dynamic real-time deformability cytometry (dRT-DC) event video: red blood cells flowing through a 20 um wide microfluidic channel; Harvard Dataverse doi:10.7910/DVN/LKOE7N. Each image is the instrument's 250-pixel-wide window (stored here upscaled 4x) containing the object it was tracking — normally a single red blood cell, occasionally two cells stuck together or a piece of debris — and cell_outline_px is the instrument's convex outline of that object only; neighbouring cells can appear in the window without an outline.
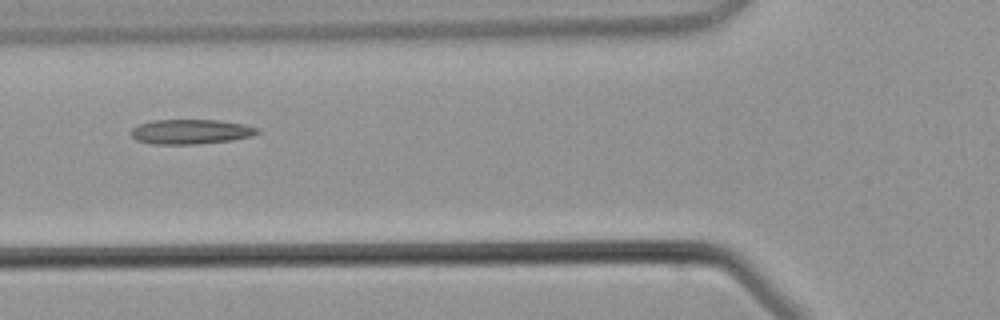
{"species": "common noctule bat (a hibernating species)", "species_latin": "Nyctalus noctula", "temperature_condition": "warm", "stored_images_in_passage": 5, "camera_frame_rate_fps": 3000, "um_per_image_px": 0.085, "animal": {"sex": "male", "body_mass_g": 21.5, "forearm_length_mm": 52.0}, "frame": {"image": 1, "passage_image": 5, "time_ms": 5.667, "image_size_px": [1000, 320], "cell_outline_px": [[260, 132], [252, 136], [232, 140], [200, 144], [152, 144], [136, 140], [128, 132], [132, 128], [140, 124], [152, 120], [220, 120], [244, 124], [260, 128]], "centroid_in_image_um": [16.22, 11.19], "position_along_channel_um": 109.6, "area_um2": 18.44}}